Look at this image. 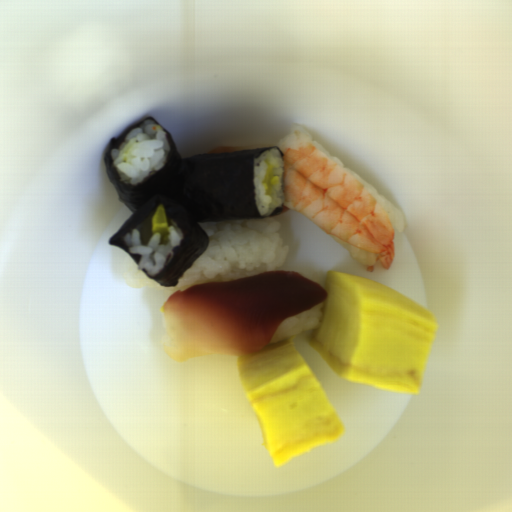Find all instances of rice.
<instances>
[{
  "mask_svg": "<svg viewBox=\"0 0 512 512\" xmlns=\"http://www.w3.org/2000/svg\"><path fill=\"white\" fill-rule=\"evenodd\" d=\"M323 306L324 303L286 318L279 324L269 345L295 338L301 333L319 328L324 316Z\"/></svg>",
  "mask_w": 512,
  "mask_h": 512,
  "instance_id": "obj_6",
  "label": "rice"
},
{
  "mask_svg": "<svg viewBox=\"0 0 512 512\" xmlns=\"http://www.w3.org/2000/svg\"><path fill=\"white\" fill-rule=\"evenodd\" d=\"M197 224L205 231L209 243L178 279L173 287L175 292L198 284L276 271L289 252L276 220L246 218Z\"/></svg>",
  "mask_w": 512,
  "mask_h": 512,
  "instance_id": "obj_1",
  "label": "rice"
},
{
  "mask_svg": "<svg viewBox=\"0 0 512 512\" xmlns=\"http://www.w3.org/2000/svg\"><path fill=\"white\" fill-rule=\"evenodd\" d=\"M170 150L164 128L147 119L132 129L118 148L110 151L111 166L120 181L135 186L164 168Z\"/></svg>",
  "mask_w": 512,
  "mask_h": 512,
  "instance_id": "obj_2",
  "label": "rice"
},
{
  "mask_svg": "<svg viewBox=\"0 0 512 512\" xmlns=\"http://www.w3.org/2000/svg\"><path fill=\"white\" fill-rule=\"evenodd\" d=\"M154 213L144 218L137 226L124 235L129 252L139 254V269L148 276L161 273L174 259L173 249L178 246L185 235L181 227L169 216L168 234L162 238L152 233V217Z\"/></svg>",
  "mask_w": 512,
  "mask_h": 512,
  "instance_id": "obj_3",
  "label": "rice"
},
{
  "mask_svg": "<svg viewBox=\"0 0 512 512\" xmlns=\"http://www.w3.org/2000/svg\"><path fill=\"white\" fill-rule=\"evenodd\" d=\"M331 236L335 240V242L338 245H340L341 247H343L344 249H346L348 251L349 255L352 258H354L358 263H360L366 267H372L373 265L376 264L377 259H376L374 252L364 251L362 249H359L357 247H354V246L342 241L341 239H339L333 235H331Z\"/></svg>",
  "mask_w": 512,
  "mask_h": 512,
  "instance_id": "obj_7",
  "label": "rice"
},
{
  "mask_svg": "<svg viewBox=\"0 0 512 512\" xmlns=\"http://www.w3.org/2000/svg\"><path fill=\"white\" fill-rule=\"evenodd\" d=\"M274 169V175L279 177L271 194H265L262 181L268 168ZM285 160L279 148L264 151L256 158L253 168V189L255 202L261 216H268L273 211L284 205L286 200L284 192Z\"/></svg>",
  "mask_w": 512,
  "mask_h": 512,
  "instance_id": "obj_4",
  "label": "rice"
},
{
  "mask_svg": "<svg viewBox=\"0 0 512 512\" xmlns=\"http://www.w3.org/2000/svg\"><path fill=\"white\" fill-rule=\"evenodd\" d=\"M291 131L282 137L275 145V147H279L285 140H287L294 131H299L304 133L309 140L317 146L322 152H324L327 156H329L332 160H334L336 163H338L341 167H343L346 171H348L350 174H352L355 178H357L361 184L368 190V192L375 198V200L379 203L380 207L382 208L383 212L387 216L388 220L390 221L394 234L395 233H402L405 229V222L402 212H399L378 190H376L370 183L353 173L350 169H348L341 160L330 154L323 146L322 144L309 132L307 131L302 125L297 124H291L290 126Z\"/></svg>",
  "mask_w": 512,
  "mask_h": 512,
  "instance_id": "obj_5",
  "label": "rice"
}]
</instances>
